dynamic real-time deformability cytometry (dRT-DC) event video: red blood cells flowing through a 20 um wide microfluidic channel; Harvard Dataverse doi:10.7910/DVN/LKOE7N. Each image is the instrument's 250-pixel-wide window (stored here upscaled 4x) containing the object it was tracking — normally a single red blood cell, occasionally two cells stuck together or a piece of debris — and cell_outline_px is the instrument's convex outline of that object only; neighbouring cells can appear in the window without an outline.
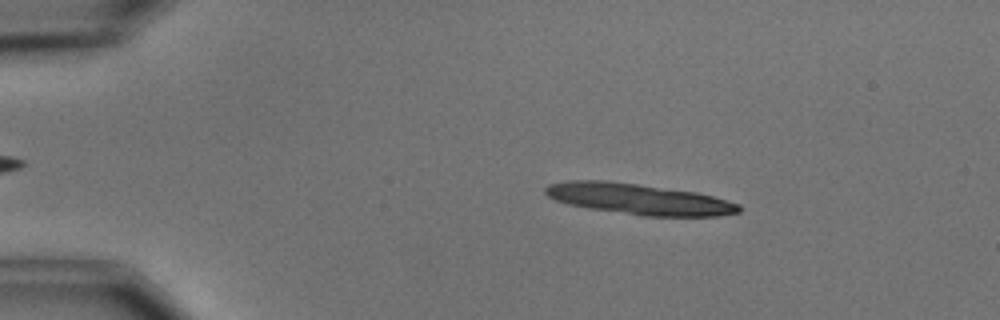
{"species": "common noctule bat (a hibernating species)", "species_latin": "Nyctalus noctula", "temperature_condition": "cold", "stored_images_in_passage": 3, "camera_frame_rate_fps": 3000, "um_per_image_px": 0.085, "animal": {"sex": "male", "body_mass_g": 15.6}, "frame": {"image": 1, "passage_image": 1, "time_ms": 0.0, "image_size_px": [1000, 320], "cell_outline_px": [[740, 212], [720, 216], [644, 216], [588, 208], [568, 204], [556, 200], [548, 196], [544, 192], [544, 188], [548, 184], [568, 180], [604, 180], [636, 184], [696, 192], [712, 196], [740, 204]], "centroid_in_image_um": [54.28, 16.92], "position_along_channel_um": 30.7, "area_um2": 34.68}}